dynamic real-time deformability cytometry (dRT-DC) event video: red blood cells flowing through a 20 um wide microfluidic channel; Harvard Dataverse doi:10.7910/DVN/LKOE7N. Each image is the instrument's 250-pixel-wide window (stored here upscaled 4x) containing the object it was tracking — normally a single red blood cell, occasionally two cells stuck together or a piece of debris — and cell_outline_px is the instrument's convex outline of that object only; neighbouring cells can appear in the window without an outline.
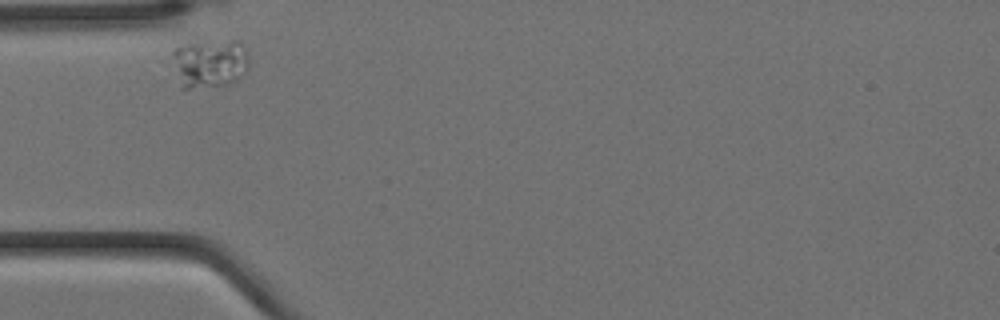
{"species": "Egyptian fruit bat (a non-hibernating species)", "species_latin": "Rousettus aegyptiacus", "temperature_condition": "cold", "stored_images_in_passage": 2, "camera_frame_rate_fps": 3000, "um_per_image_px": 0.085, "animal": {"sex": "female"}, "frame": {"image": 1, "passage_image": 1, "time_ms": 0.0, "image_size_px": [1000, 320], "cell_outline_px": [[248, 72], [244, 76], [236, 80], [224, 84], [188, 88], [180, 88], [172, 52], [176, 48], [188, 44], [232, 40], [236, 40], [244, 48], [248, 56]], "centroid_in_image_um": [17.86, 5.4], "position_along_channel_um": 67.1, "area_um2": 21.27}}